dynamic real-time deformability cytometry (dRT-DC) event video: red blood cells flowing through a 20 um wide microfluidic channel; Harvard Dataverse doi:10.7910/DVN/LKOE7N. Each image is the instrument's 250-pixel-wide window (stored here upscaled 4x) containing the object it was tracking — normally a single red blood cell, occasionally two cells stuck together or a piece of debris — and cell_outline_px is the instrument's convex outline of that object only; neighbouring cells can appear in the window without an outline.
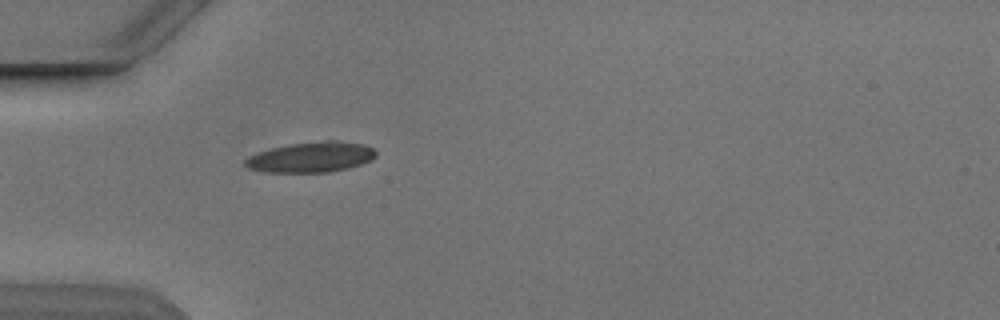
{"species": "Egyptian fruit bat (a non-hibernating species)", "species_latin": "Rousettus aegyptiacus", "temperature_condition": "cold", "stored_images_in_passage": 5, "camera_frame_rate_fps": 3000, "um_per_image_px": 0.085, "animal": {"sex": "male"}, "frame": {"image": 1, "passage_image": 5, "time_ms": 4.333, "image_size_px": [1000, 320], "cell_outline_px": [[376, 156], [372, 160], [348, 168], [328, 172], [264, 172], [248, 168], [244, 164], [244, 160], [248, 156], [256, 152], [272, 148], [292, 144], [328, 140], [336, 140], [364, 144], [372, 148], [376, 152]], "centroid_in_image_um": [26.43, 13.36], "position_along_channel_um": 58.6, "area_um2": 23.12}}